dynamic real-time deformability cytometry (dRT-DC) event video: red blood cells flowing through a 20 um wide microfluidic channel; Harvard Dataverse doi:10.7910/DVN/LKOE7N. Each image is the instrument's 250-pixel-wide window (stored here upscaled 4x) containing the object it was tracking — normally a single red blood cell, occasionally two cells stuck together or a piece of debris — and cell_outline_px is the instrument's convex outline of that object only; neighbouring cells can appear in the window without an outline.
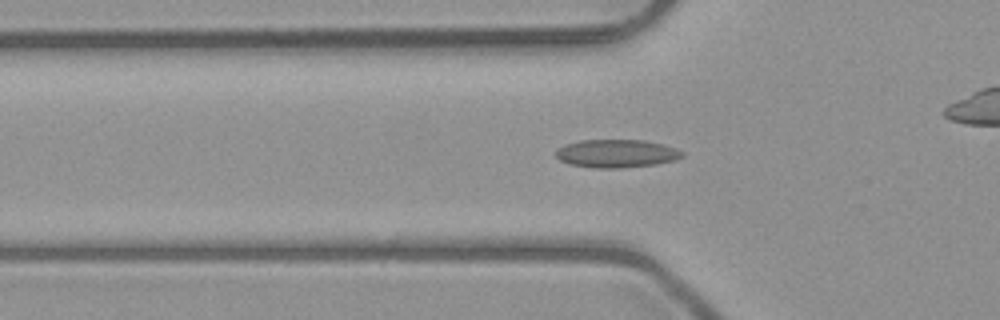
{"species": "common noctule bat (a hibernating species)", "species_latin": "Nyctalus noctula", "temperature_condition": "room temperature", "stored_images_in_passage": 40, "camera_frame_rate_fps": 3000, "um_per_image_px": 0.085, "animal": {"sex": "male", "body_mass_g": 23.1, "forearm_length_mm": 52.7}, "frame": {"image": 1, "passage_image": 9, "time_ms": 2.667, "image_size_px": [1000, 320], "cell_outline_px": [[684, 156], [676, 160], [656, 164], [620, 168], [592, 168], [568, 164], [560, 160], [556, 156], [556, 148], [564, 144], [580, 140], [644, 140], [664, 144], [676, 148], [684, 152]], "centroid_in_image_um": [52.4, 13.05], "position_along_channel_um": 73.4, "area_um2": 20.98}}
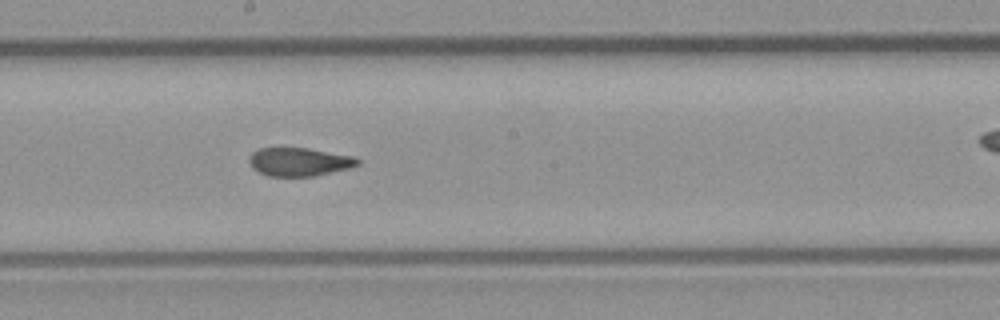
{"frame": {"image": 2, "passage_image": 20, "time_ms": 6.333, "image_size_px": [1000, 320], "cell_outline_px": [[360, 164], [352, 168], [312, 176], [268, 176], [252, 168], [248, 160], [252, 152], [260, 148], [308, 148], [352, 156], [360, 160]], "centroid_in_image_um": [25.44, 13.76], "position_along_channel_um": 222.8, "area_um2": 17.92}}
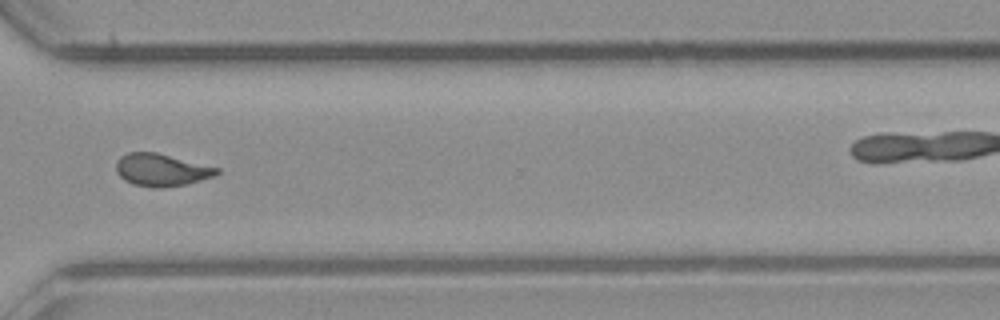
{"frame": {"image": 3, "passage_image": 30, "time_ms": 9.667, "image_size_px": [1000, 320], "cell_outline_px": [[220, 172], [216, 176], [184, 184], [160, 188], [152, 188], [132, 184], [124, 180], [116, 172], [116, 160], [120, 156], [128, 152], [156, 152], [220, 168]], "centroid_in_image_um": [13.7, 14.44], "position_along_channel_um": 356.9, "area_um2": 19.13}, "authors_computed_cell_mechanics": {"area_um2": 18.9006, "velocity_mm_per_s": 4.0339, "shape_relaxation_time_tau1_ms": null, "shape_relaxation_time_tau2_ms": 1.412, "deformation_change_tau1": null, "deformation_change_tau2": 0.0754}}